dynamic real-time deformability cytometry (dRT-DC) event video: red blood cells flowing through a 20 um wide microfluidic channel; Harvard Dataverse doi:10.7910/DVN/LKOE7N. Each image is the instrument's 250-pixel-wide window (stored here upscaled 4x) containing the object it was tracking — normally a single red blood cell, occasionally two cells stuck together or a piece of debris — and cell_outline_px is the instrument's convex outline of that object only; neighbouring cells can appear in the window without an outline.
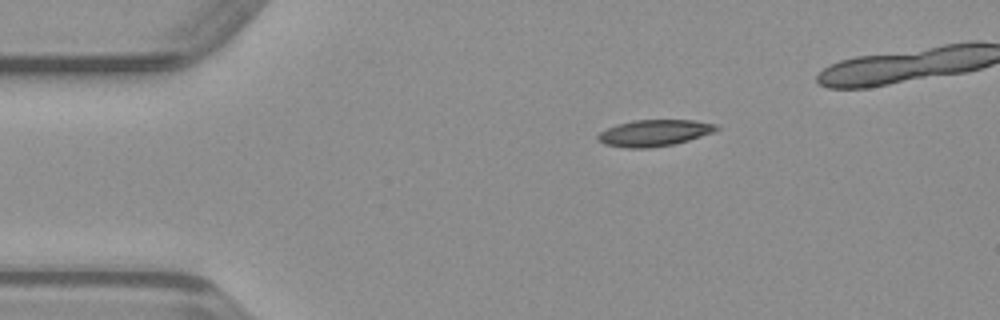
{"species": "common noctule bat (a hibernating species)", "species_latin": "Nyctalus noctula", "temperature_condition": "warm", "stored_images_in_passage": 35, "camera_frame_rate_fps": 3000, "um_per_image_px": 0.085, "animal": {"sex": "male", "body_mass_g": 23.1, "forearm_length_mm": 52.7}, "frame": {"image": 1, "passage_image": 1, "time_ms": 0.0, "image_size_px": [1000, 320], "cell_outline_px": [[720, 128], [716, 132], [688, 140], [672, 144], [648, 148], [628, 148], [604, 144], [596, 140], [596, 136], [600, 132], [616, 124], [632, 120], [692, 120], [716, 124]], "centroid_in_image_um": [55.6, 11.29], "position_along_channel_um": 29.4, "area_um2": 18.32}}
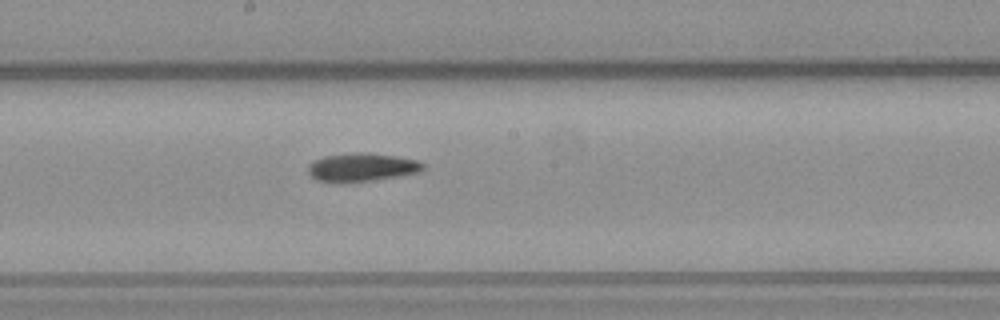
{"frame": {"image": 2, "passage_image": 18, "time_ms": 5.667, "image_size_px": [1000, 320], "cell_outline_px": [[424, 168], [420, 172], [372, 180], [344, 184], [316, 180], [308, 172], [308, 164], [324, 156], [352, 152], [356, 152], [392, 156], [416, 160], [424, 164]], "centroid_in_image_um": [30.69, 14.24], "position_along_channel_um": 217.5, "area_um2": 18.9}}
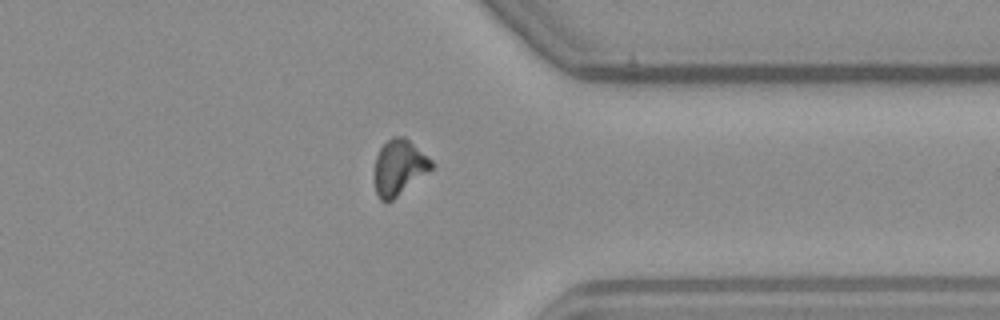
{"frame": {"image": 3, "passage_image": 30, "time_ms": 9.667, "image_size_px": [1000, 320], "cell_outline_px": [[436, 164], [432, 168], [388, 204], [380, 200], [376, 192], [372, 176], [376, 156], [380, 148], [392, 136], [404, 136], [432, 160]], "centroid_in_image_um": [33.87, 14.25], "position_along_channel_um": 377.5, "area_um2": 18.67}}